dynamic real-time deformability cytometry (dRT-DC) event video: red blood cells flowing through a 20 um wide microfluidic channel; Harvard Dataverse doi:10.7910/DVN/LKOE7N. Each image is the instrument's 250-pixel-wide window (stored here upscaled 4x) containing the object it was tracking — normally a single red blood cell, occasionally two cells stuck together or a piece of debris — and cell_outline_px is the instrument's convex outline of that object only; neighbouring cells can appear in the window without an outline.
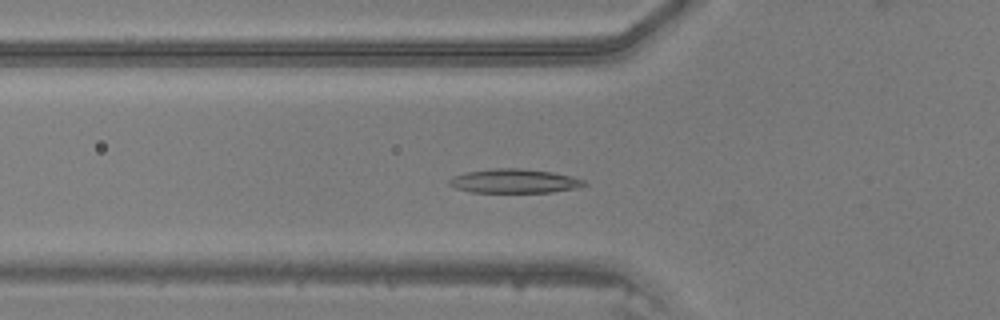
{"species": "common noctule bat (a hibernating species)", "species_latin": "Nyctalus noctula", "temperature_condition": "warm", "stored_images_in_passage": 46, "camera_frame_rate_fps": 3000, "um_per_image_px": 0.085, "animal": {"sex": "male", "body_mass_g": 20.5, "forearm_length_mm": 52.5}, "frame": {"image": 1, "passage_image": 15, "time_ms": 4.667, "image_size_px": [1000, 320], "cell_outline_px": [[588, 184], [576, 188], [552, 192], [472, 192], [456, 188], [448, 184], [448, 180], [452, 176], [464, 172], [492, 168], [520, 168], [552, 172], [572, 176], [584, 180]], "centroid_in_image_um": [43.69, 15.38], "position_along_channel_um": 82.1, "area_um2": 19.02}}
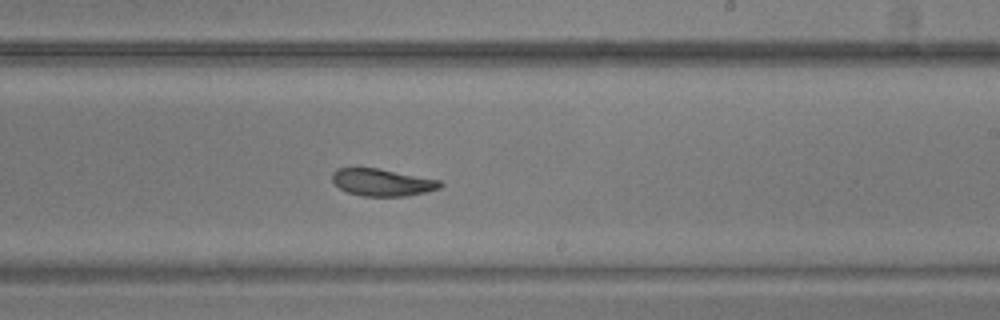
{"frame": {"image": 2, "passage_image": 27, "time_ms": 8.667, "image_size_px": [1000, 320], "cell_outline_px": [[444, 184], [440, 188], [428, 192], [404, 196], [364, 196], [348, 192], [340, 188], [332, 180], [332, 172], [336, 168], [376, 168], [440, 180]], "centroid_in_image_um": [32.5, 15.5], "position_along_channel_um": 256.5, "area_um2": 16.99}}
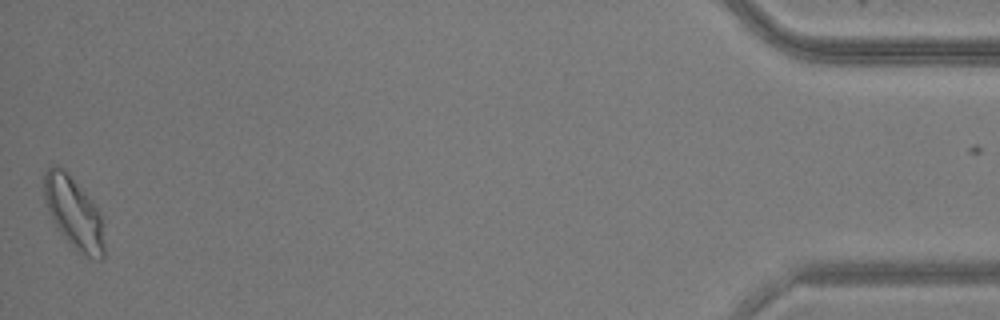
{"frame": {"image": 3, "passage_image": 45, "time_ms": 14.667, "image_size_px": [1000, 320], "cell_outline_px": [[104, 260], [96, 260], [80, 252], [56, 228], [44, 200], [44, 172], [52, 164], [56, 164], [64, 168], [92, 200], [100, 212], [104, 224]], "centroid_in_image_um": [6.29, 18.06], "position_along_channel_um": 428.9, "area_um2": 25.32}}